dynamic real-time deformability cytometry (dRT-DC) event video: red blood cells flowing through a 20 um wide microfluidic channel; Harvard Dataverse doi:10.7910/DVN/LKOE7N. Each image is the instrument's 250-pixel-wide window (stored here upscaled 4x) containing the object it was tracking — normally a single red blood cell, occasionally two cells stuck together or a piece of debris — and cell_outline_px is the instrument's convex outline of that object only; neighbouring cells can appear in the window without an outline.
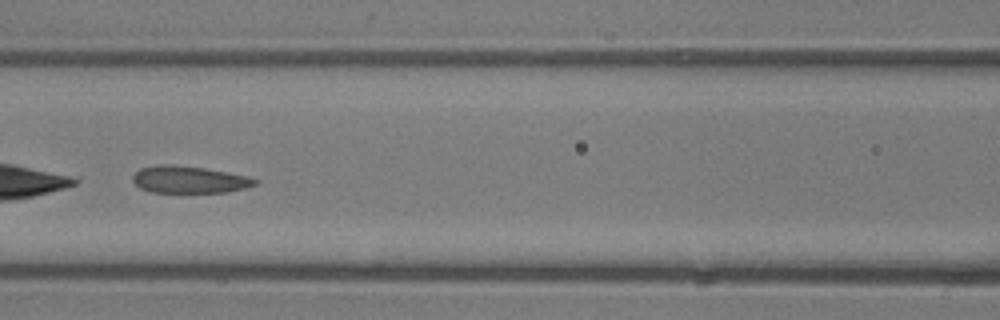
{"species": "common noctule bat (a hibernating species)", "species_latin": "Nyctalus noctula", "temperature_condition": "room temperature", "stored_images_in_passage": 28, "camera_frame_rate_fps": 3000, "um_per_image_px": 0.085, "animal": {"sex": "male", "body_mass_g": 13.3}, "frame": {"image": 1, "passage_image": 9, "time_ms": 2.667, "image_size_px": [1000, 320], "cell_outline_px": [[260, 180], [256, 184], [244, 188], [228, 192], [152, 192], [140, 188], [132, 180], [132, 176], [140, 168], [164, 164], [168, 164], [204, 168], [248, 176]], "centroid_in_image_um": [16.09, 15.27], "position_along_channel_um": 150.5, "area_um2": 19.13}}
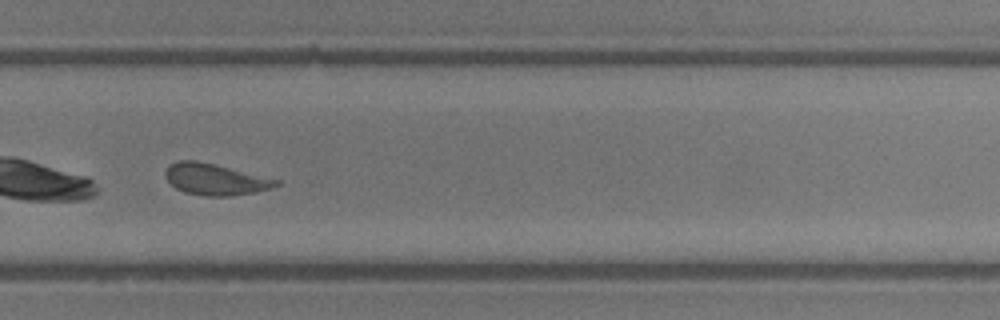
{"frame": {"image": 2, "passage_image": 20, "time_ms": 6.333, "image_size_px": [1000, 320], "cell_outline_px": [[280, 184], [272, 188], [256, 192], [232, 196], [204, 196], [184, 192], [176, 188], [164, 176], [164, 172], [168, 164], [176, 160], [196, 160], [280, 180]], "centroid_in_image_um": [18.26, 15.25], "position_along_channel_um": 311.5, "area_um2": 20.29}, "authors_computed_cell_mechanics": {"area_um2": 20.1433, "velocity_mm_per_s": 4.4094, "shape_relaxation_time_tau1_ms": 6.6818, "shape_relaxation_time_tau2_ms": 1.5794, "deformation_change_tau1": 0.1362, "deformation_change_tau2": 0.0816}}